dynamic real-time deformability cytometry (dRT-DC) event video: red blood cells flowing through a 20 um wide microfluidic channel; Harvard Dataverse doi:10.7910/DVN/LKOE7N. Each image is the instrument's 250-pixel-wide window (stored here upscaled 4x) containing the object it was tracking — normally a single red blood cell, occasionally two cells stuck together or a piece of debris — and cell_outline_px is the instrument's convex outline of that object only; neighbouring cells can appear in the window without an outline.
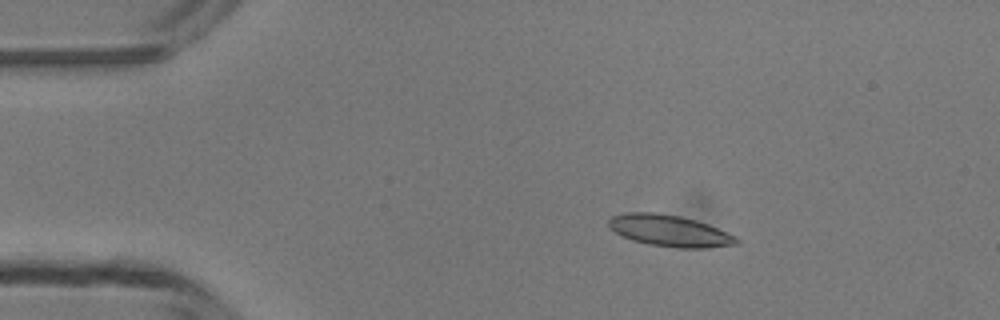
{"species": "common noctule bat (a hibernating species)", "species_latin": "Nyctalus noctula", "temperature_condition": "room temperature", "stored_images_in_passage": 4, "camera_frame_rate_fps": 3000, "um_per_image_px": 0.085, "animal": {"sex": "male", "body_mass_g": 13.3}, "frame": {"image": 1, "passage_image": 2, "time_ms": 1.333, "image_size_px": [1000, 320], "cell_outline_px": [[740, 244], [704, 248], [676, 248], [648, 244], [632, 240], [608, 228], [608, 220], [612, 216], [624, 212], [652, 212], [680, 216], [696, 220], [708, 224], [736, 236], [740, 240]], "centroid_in_image_um": [56.92, 19.61], "position_along_channel_um": 28.1, "area_um2": 23.58}}
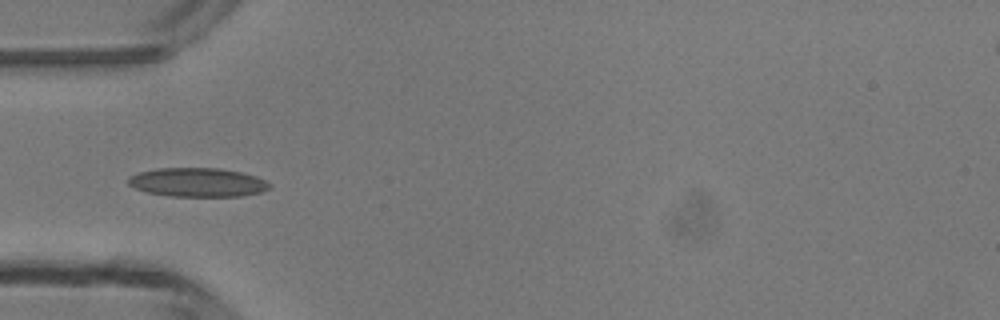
{"frame": {"image": 2, "passage_image": 4, "time_ms": 3.667, "image_size_px": [1000, 320], "cell_outline_px": [[272, 188], [260, 192], [240, 196], [172, 196], [148, 192], [136, 188], [128, 184], [128, 176], [140, 172], [156, 168], [220, 168], [240, 172], [256, 176], [272, 184]], "centroid_in_image_um": [16.82, 15.49], "position_along_channel_um": 68.2, "area_um2": 23.76}}